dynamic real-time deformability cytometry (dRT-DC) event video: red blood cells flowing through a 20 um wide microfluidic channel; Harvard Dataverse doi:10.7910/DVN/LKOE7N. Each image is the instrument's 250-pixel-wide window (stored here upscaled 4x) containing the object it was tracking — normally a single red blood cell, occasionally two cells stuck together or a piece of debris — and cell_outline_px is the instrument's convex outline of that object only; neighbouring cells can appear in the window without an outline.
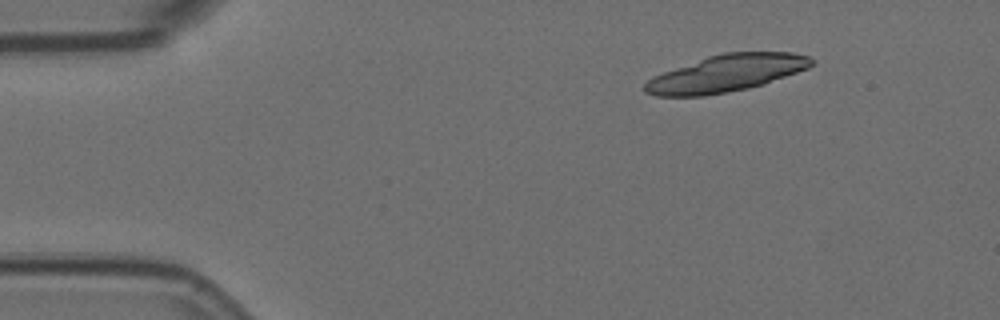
{"species": "Egyptian fruit bat (a non-hibernating species)", "species_latin": "Rousettus aegyptiacus", "temperature_condition": "room temperature", "stored_images_in_passage": 11, "camera_frame_rate_fps": 3000, "um_per_image_px": 0.085, "animal": {"sex": "female"}, "frame": {"image": 1, "passage_image": 2, "time_ms": 0.333, "image_size_px": [1000, 320], "cell_outline_px": [[816, 64], [808, 68], [764, 84], [748, 88], [728, 92], [704, 96], [656, 96], [644, 92], [644, 84], [648, 80], [664, 72], [708, 56], [724, 52], [792, 52], [808, 56], [816, 60]], "centroid_in_image_um": [61.78, 6.23], "position_along_channel_um": 23.2, "area_um2": 35.78}}
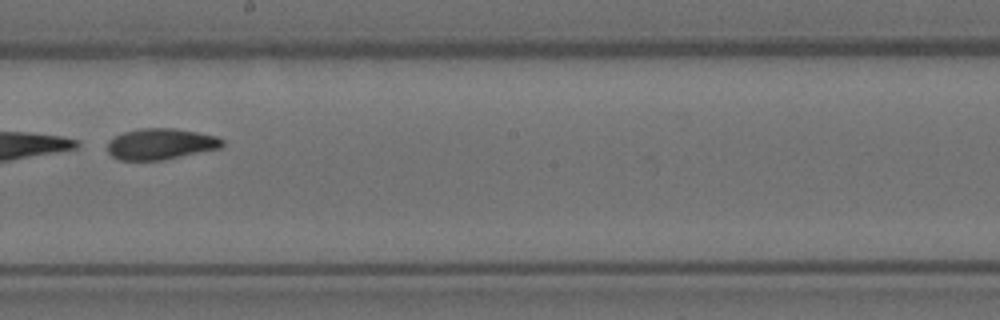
{"frame": {"image": 2, "passage_image": 8, "time_ms": 2.333, "image_size_px": [1000, 320], "cell_outline_px": [[224, 144], [220, 148], [164, 160], [120, 160], [112, 156], [108, 152], [108, 140], [124, 132], [140, 128], [176, 128], [216, 136], [224, 140]], "centroid_in_image_um": [13.66, 12.24], "position_along_channel_um": 234.5, "area_um2": 20.81}}
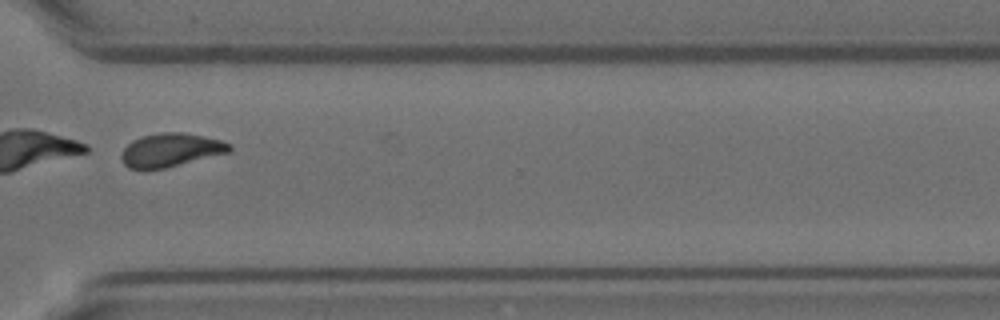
{"frame": {"image": 3, "passage_image": 11, "time_ms": 3.333, "image_size_px": [1000, 320], "cell_outline_px": [[232, 148], [228, 152], [164, 168], [144, 172], [128, 168], [124, 164], [120, 156], [120, 152], [132, 140], [140, 136], [160, 132], [184, 132], [204, 136], [220, 140], [232, 144]], "centroid_in_image_um": [14.43, 12.76], "position_along_channel_um": 356.2, "area_um2": 21.44}}